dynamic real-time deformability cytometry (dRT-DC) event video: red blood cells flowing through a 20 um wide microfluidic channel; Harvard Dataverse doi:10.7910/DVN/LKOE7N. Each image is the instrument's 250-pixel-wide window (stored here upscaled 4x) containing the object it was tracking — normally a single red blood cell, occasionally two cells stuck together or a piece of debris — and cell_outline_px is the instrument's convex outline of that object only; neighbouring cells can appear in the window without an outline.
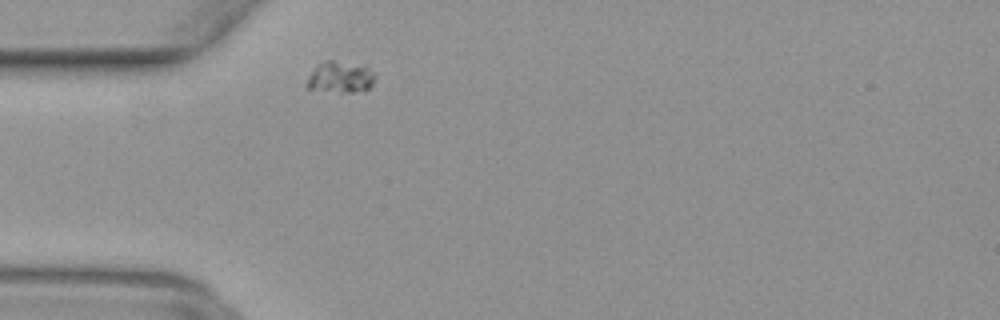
{"species": "common noctule bat (a hibernating species)", "species_latin": "Nyctalus noctula", "temperature_condition": "warm", "stored_images_in_passage": 30, "camera_frame_rate_fps": 3000, "um_per_image_px": 0.085, "animal": {"sex": "female", "body_mass_g": 29.2, "forearm_length_mm": 56.3}, "frame": {"image": 1, "passage_image": 2, "time_ms": 0.333, "image_size_px": [1000, 320], "cell_outline_px": [[376, 76], [372, 84], [368, 88], [352, 92], [340, 92], [308, 88], [304, 84], [308, 76], [316, 64], [324, 60], [332, 60], [368, 68]], "centroid_in_image_um": [28.85, 6.56], "position_along_channel_um": 56.1, "area_um2": 12.25}}
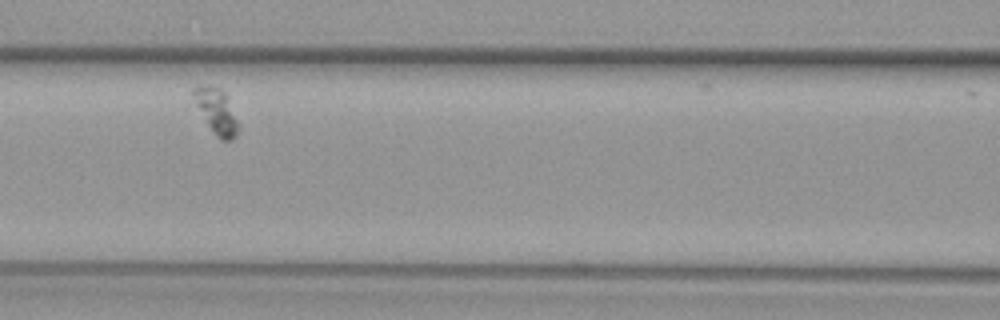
{"frame": {"image": 2, "passage_image": 10, "time_ms": 3.0, "image_size_px": [1000, 320], "cell_outline_px": [[240, 128], [236, 136], [232, 140], [220, 140], [216, 136], [208, 124], [196, 104], [192, 92], [192, 88], [196, 84], [208, 84], [220, 88], [224, 92], [240, 124]], "centroid_in_image_um": [18.41, 9.43], "position_along_channel_um": 148.2, "area_um2": 11.85}}
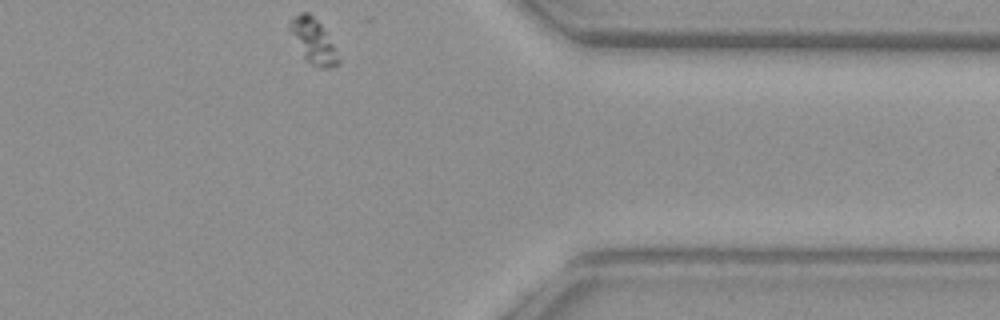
{"frame": {"image": 3, "passage_image": 30, "time_ms": 9.667, "image_size_px": [1000, 320], "cell_outline_px": [[340, 64], [336, 68], [320, 68], [304, 60], [288, 28], [288, 24], [292, 16], [300, 12], [308, 12], [320, 24], [332, 44], [340, 60]], "centroid_in_image_um": [26.6, 3.52], "position_along_channel_um": 384.8, "area_um2": 12.66}}